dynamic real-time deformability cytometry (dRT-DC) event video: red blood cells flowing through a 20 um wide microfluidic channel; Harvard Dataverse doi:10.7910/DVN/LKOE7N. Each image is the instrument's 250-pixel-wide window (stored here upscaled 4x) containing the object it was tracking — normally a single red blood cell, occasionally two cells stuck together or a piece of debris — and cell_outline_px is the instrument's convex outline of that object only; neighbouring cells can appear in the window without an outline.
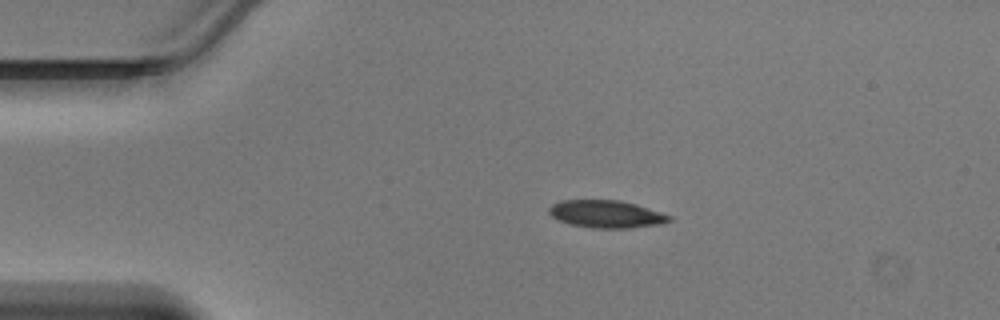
{"species": "Egyptian fruit bat (a non-hibernating species)", "species_latin": "Rousettus aegyptiacus", "temperature_condition": "warm", "stored_images_in_passage": 38, "camera_frame_rate_fps": 3000, "um_per_image_px": 0.085, "animal": {"sex": "male"}, "frame": {"image": 1, "passage_image": 1, "time_ms": 0.0, "image_size_px": [1000, 320], "cell_outline_px": [[672, 220], [660, 224], [628, 228], [592, 228], [572, 224], [560, 220], [552, 216], [548, 212], [548, 208], [552, 204], [560, 200], [620, 200], [636, 204], [672, 216]], "centroid_in_image_um": [51.53, 18.19], "position_along_channel_um": 33.5, "area_um2": 19.19}}
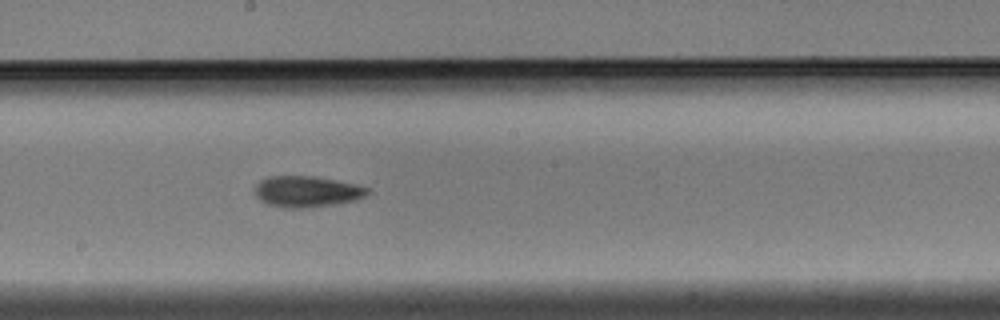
{"frame": {"image": 2, "passage_image": 17, "time_ms": 5.333, "image_size_px": [1000, 320], "cell_outline_px": [[372, 192], [356, 200], [300, 208], [284, 208], [268, 204], [260, 200], [256, 196], [256, 184], [260, 180], [268, 176], [316, 176], [356, 184], [368, 188]], "centroid_in_image_um": [26.07, 16.26], "position_along_channel_um": 222.1, "area_um2": 20.23}}
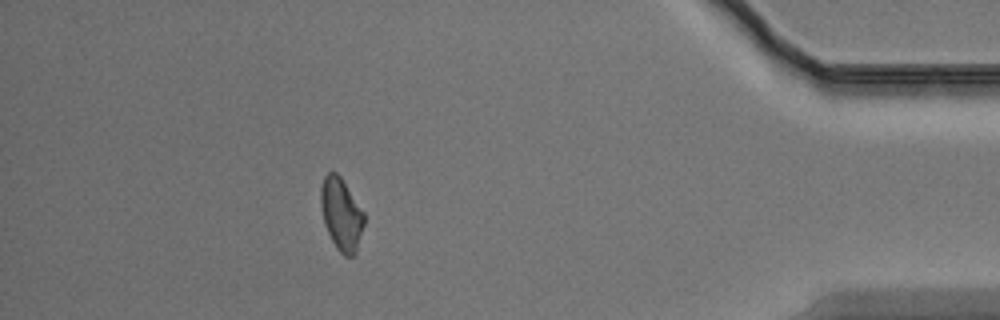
{"frame": {"image": 3, "passage_image": 33, "time_ms": 10.667, "image_size_px": [1000, 320], "cell_outline_px": [[364, 224], [356, 256], [344, 256], [336, 248], [324, 224], [320, 204], [320, 188], [324, 176], [328, 172], [336, 172], [340, 176], [364, 212]], "centroid_in_image_um": [29.01, 18.23], "position_along_channel_um": 406.2, "area_um2": 18.38}}